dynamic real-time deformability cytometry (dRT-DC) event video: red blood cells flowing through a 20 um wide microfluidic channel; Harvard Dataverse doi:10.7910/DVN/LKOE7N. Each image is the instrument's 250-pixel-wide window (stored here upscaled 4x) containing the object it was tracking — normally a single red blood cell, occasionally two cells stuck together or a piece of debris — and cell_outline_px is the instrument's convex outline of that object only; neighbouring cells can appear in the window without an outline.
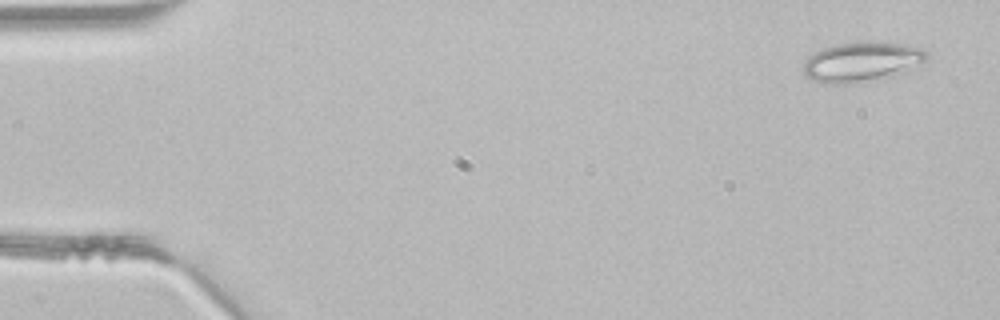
{"species": "common noctule bat (a hibernating species)", "species_latin": "Nyctalus noctula", "temperature_condition": "room temperature", "stored_images_in_passage": 3, "camera_frame_rate_fps": 3000, "um_per_image_px": 0.085, "animal": {"sex": "male", "body_mass_g": 21.5, "forearm_length_mm": 52.0}, "frame": {"image": 1, "passage_image": 1, "time_ms": 0.0, "image_size_px": [1000, 320], "cell_outline_px": [[928, 56], [920, 68], [900, 76], [876, 80], [848, 84], [820, 84], [804, 76], [804, 60], [808, 56], [820, 48], [836, 44], [868, 40], [904, 44], [920, 48], [928, 52]], "centroid_in_image_um": [73.3, 5.27], "position_along_channel_um": 11.7, "area_um2": 30.0}}